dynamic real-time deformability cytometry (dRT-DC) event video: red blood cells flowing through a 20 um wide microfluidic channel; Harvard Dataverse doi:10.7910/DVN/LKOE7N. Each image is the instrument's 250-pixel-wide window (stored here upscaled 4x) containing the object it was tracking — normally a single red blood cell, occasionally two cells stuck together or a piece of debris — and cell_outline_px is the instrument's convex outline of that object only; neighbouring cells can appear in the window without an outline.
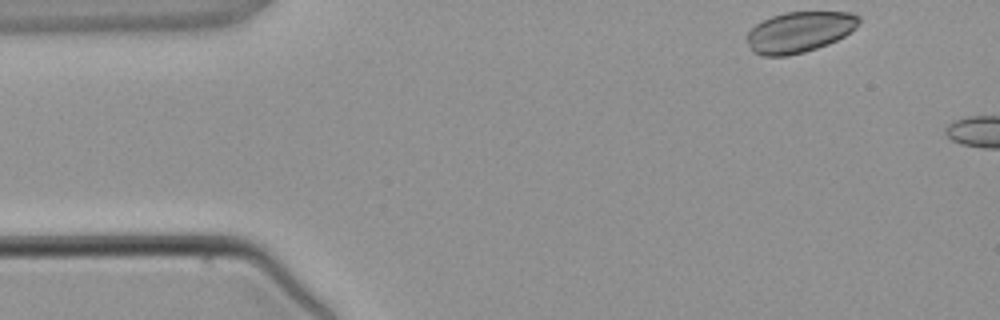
{"species": "common noctule bat (a hibernating species)", "species_latin": "Nyctalus noctula", "temperature_condition": "warm", "stored_images_in_passage": 2, "camera_frame_rate_fps": 3000, "um_per_image_px": 0.085, "animal": {"sex": "male", "body_mass_g": 21.5, "forearm_length_mm": 52.0}, "frame": {"image": 1, "passage_image": 1, "time_ms": 0.0, "image_size_px": [1000, 320], "cell_outline_px": [[860, 20], [856, 28], [844, 36], [828, 44], [804, 52], [788, 56], [764, 56], [752, 52], [748, 44], [748, 32], [756, 24], [772, 16], [784, 12], [852, 12], [860, 16]], "centroid_in_image_um": [67.96, 2.72], "position_along_channel_um": 17.0, "area_um2": 26.59}}